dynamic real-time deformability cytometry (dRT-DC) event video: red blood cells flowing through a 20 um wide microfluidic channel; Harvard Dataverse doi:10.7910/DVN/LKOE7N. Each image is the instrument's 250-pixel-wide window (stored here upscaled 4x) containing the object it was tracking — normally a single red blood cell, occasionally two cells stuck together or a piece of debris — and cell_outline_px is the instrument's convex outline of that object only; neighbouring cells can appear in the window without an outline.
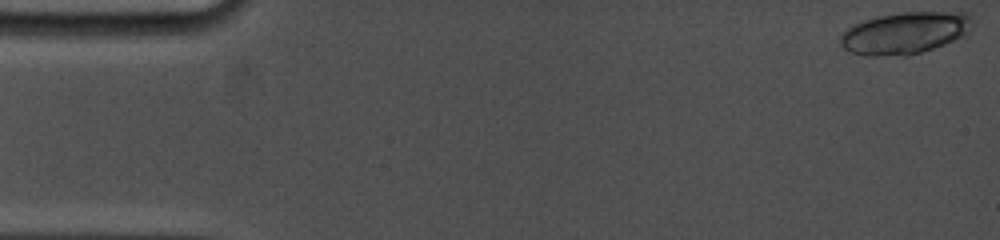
{"species": "common noctule bat (a hibernating species)", "species_latin": "Nyctalus noctula", "temperature_condition": "cold", "stored_images_in_passage": 21, "camera_frame_rate_fps": 5000, "um_per_image_px": 0.085, "animal": {"sex": "female", "body_mass_g": 19.0, "forearm_length_mm": 53.3}, "frame": {"image": 1, "passage_image": 1, "time_ms": 0.0, "image_size_px": [1000, 240], "cell_outline_px": [[972, 20], [968, 32], [964, 36], [944, 44], [908, 56], [864, 56], [848, 52], [840, 44], [840, 36], [848, 28], [864, 20], [880, 16], [904, 12], [968, 12], [972, 16]], "centroid_in_image_um": [76.91, 2.81], "position_along_channel_um": 8.1, "area_um2": 32.25}}